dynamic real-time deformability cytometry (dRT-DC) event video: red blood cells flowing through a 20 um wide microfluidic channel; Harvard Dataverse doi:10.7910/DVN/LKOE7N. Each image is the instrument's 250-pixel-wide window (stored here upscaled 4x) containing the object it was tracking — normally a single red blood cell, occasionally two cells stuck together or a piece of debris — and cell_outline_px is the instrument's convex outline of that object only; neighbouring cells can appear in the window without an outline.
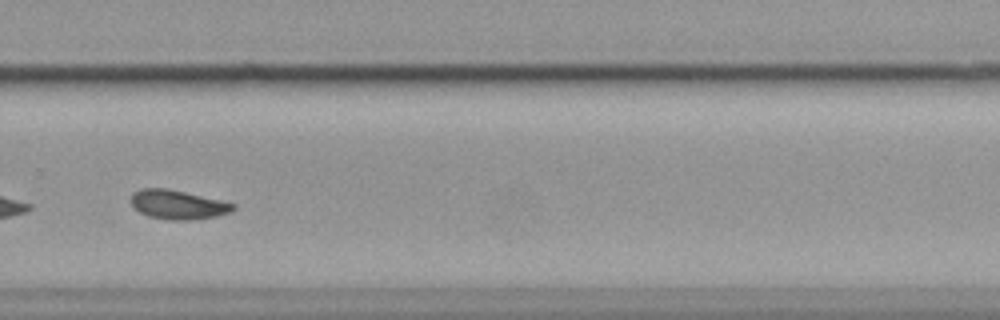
{"species": "common noctule bat (a hibernating species)", "species_latin": "Nyctalus noctula", "temperature_condition": "cold", "stored_images_in_passage": 56, "segment_of_instrument_passage": [2, 2], "camera_frame_rate_fps": 3000, "um_per_image_px": 0.085, "animal": {"sex": "female", "body_mass_g": 19.9}, "frame": {"image": 1, "passage_image": 37, "time_ms": 12.0, "image_size_px": [1000, 320], "cell_outline_px": [[236, 208], [232, 212], [216, 216], [192, 220], [168, 220], [148, 216], [140, 212], [132, 204], [132, 192], [140, 188], [168, 188], [220, 200], [236, 204]], "centroid_in_image_um": [15.14, 17.39], "position_along_channel_um": 314.7, "area_um2": 17.4}}